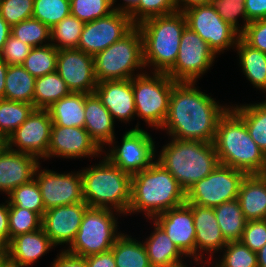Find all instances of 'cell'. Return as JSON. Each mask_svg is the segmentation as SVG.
<instances>
[{
	"label": "cell",
	"mask_w": 266,
	"mask_h": 267,
	"mask_svg": "<svg viewBox=\"0 0 266 267\" xmlns=\"http://www.w3.org/2000/svg\"><path fill=\"white\" fill-rule=\"evenodd\" d=\"M197 85V82L173 85L168 113L158 131L174 139L214 143L218 121L231 104H221Z\"/></svg>",
	"instance_id": "6da1fadb"
},
{
	"label": "cell",
	"mask_w": 266,
	"mask_h": 267,
	"mask_svg": "<svg viewBox=\"0 0 266 267\" xmlns=\"http://www.w3.org/2000/svg\"><path fill=\"white\" fill-rule=\"evenodd\" d=\"M186 203V192L174 176L157 160L131 178V200L127 215H156Z\"/></svg>",
	"instance_id": "7a4b0ae2"
},
{
	"label": "cell",
	"mask_w": 266,
	"mask_h": 267,
	"mask_svg": "<svg viewBox=\"0 0 266 267\" xmlns=\"http://www.w3.org/2000/svg\"><path fill=\"white\" fill-rule=\"evenodd\" d=\"M214 146L221 165L246 175L266 174V155L249 135L245 122L231 108L218 121Z\"/></svg>",
	"instance_id": "3957f363"
},
{
	"label": "cell",
	"mask_w": 266,
	"mask_h": 267,
	"mask_svg": "<svg viewBox=\"0 0 266 267\" xmlns=\"http://www.w3.org/2000/svg\"><path fill=\"white\" fill-rule=\"evenodd\" d=\"M102 156L98 163L80 170L84 201L89 207L114 210L125 217L131 200L132 175Z\"/></svg>",
	"instance_id": "277c9868"
},
{
	"label": "cell",
	"mask_w": 266,
	"mask_h": 267,
	"mask_svg": "<svg viewBox=\"0 0 266 267\" xmlns=\"http://www.w3.org/2000/svg\"><path fill=\"white\" fill-rule=\"evenodd\" d=\"M168 140L161 146V151L157 150L156 160L174 176L185 192L220 164L214 143L171 137Z\"/></svg>",
	"instance_id": "5b68a950"
},
{
	"label": "cell",
	"mask_w": 266,
	"mask_h": 267,
	"mask_svg": "<svg viewBox=\"0 0 266 267\" xmlns=\"http://www.w3.org/2000/svg\"><path fill=\"white\" fill-rule=\"evenodd\" d=\"M136 26L142 35L146 70L166 73L177 59L181 36L187 27L184 14L178 11L154 16Z\"/></svg>",
	"instance_id": "8992f818"
},
{
	"label": "cell",
	"mask_w": 266,
	"mask_h": 267,
	"mask_svg": "<svg viewBox=\"0 0 266 267\" xmlns=\"http://www.w3.org/2000/svg\"><path fill=\"white\" fill-rule=\"evenodd\" d=\"M93 58L97 82L132 79L147 71L142 35L137 26Z\"/></svg>",
	"instance_id": "52a82bcc"
},
{
	"label": "cell",
	"mask_w": 266,
	"mask_h": 267,
	"mask_svg": "<svg viewBox=\"0 0 266 267\" xmlns=\"http://www.w3.org/2000/svg\"><path fill=\"white\" fill-rule=\"evenodd\" d=\"M136 108V125L131 129H141L143 120L152 130H159L167 116L170 95L176 81L164 72H149L131 79Z\"/></svg>",
	"instance_id": "ba28073f"
},
{
	"label": "cell",
	"mask_w": 266,
	"mask_h": 267,
	"mask_svg": "<svg viewBox=\"0 0 266 267\" xmlns=\"http://www.w3.org/2000/svg\"><path fill=\"white\" fill-rule=\"evenodd\" d=\"M121 216L124 217L114 210L88 207L76 237L66 251L76 256L86 257L111 250L117 238L123 233L119 230L118 219Z\"/></svg>",
	"instance_id": "9c48e42d"
},
{
	"label": "cell",
	"mask_w": 266,
	"mask_h": 267,
	"mask_svg": "<svg viewBox=\"0 0 266 267\" xmlns=\"http://www.w3.org/2000/svg\"><path fill=\"white\" fill-rule=\"evenodd\" d=\"M147 131L128 129L123 132L121 142L115 141V137L102 149V155L130 175L148 168L156 160L158 147L156 138Z\"/></svg>",
	"instance_id": "30bf717a"
},
{
	"label": "cell",
	"mask_w": 266,
	"mask_h": 267,
	"mask_svg": "<svg viewBox=\"0 0 266 267\" xmlns=\"http://www.w3.org/2000/svg\"><path fill=\"white\" fill-rule=\"evenodd\" d=\"M182 13L187 27L196 32L217 56L235 49L240 33L220 17L212 3L195 5Z\"/></svg>",
	"instance_id": "8fae6325"
},
{
	"label": "cell",
	"mask_w": 266,
	"mask_h": 267,
	"mask_svg": "<svg viewBox=\"0 0 266 267\" xmlns=\"http://www.w3.org/2000/svg\"><path fill=\"white\" fill-rule=\"evenodd\" d=\"M245 176L242 171L219 164L186 191V203L215 208L224 202L235 200Z\"/></svg>",
	"instance_id": "7c38bea8"
},
{
	"label": "cell",
	"mask_w": 266,
	"mask_h": 267,
	"mask_svg": "<svg viewBox=\"0 0 266 267\" xmlns=\"http://www.w3.org/2000/svg\"><path fill=\"white\" fill-rule=\"evenodd\" d=\"M216 57L209 45L186 27L181 36L177 59L166 74L176 82H198L214 66Z\"/></svg>",
	"instance_id": "4fadbf2b"
},
{
	"label": "cell",
	"mask_w": 266,
	"mask_h": 267,
	"mask_svg": "<svg viewBox=\"0 0 266 267\" xmlns=\"http://www.w3.org/2000/svg\"><path fill=\"white\" fill-rule=\"evenodd\" d=\"M34 179L40 188L45 210L85 202L80 169L59 173L43 168L40 163L35 170Z\"/></svg>",
	"instance_id": "5bb4252c"
},
{
	"label": "cell",
	"mask_w": 266,
	"mask_h": 267,
	"mask_svg": "<svg viewBox=\"0 0 266 267\" xmlns=\"http://www.w3.org/2000/svg\"><path fill=\"white\" fill-rule=\"evenodd\" d=\"M135 26L129 14L114 10L104 17L84 24L76 49L94 57L122 39Z\"/></svg>",
	"instance_id": "9a60e30c"
},
{
	"label": "cell",
	"mask_w": 266,
	"mask_h": 267,
	"mask_svg": "<svg viewBox=\"0 0 266 267\" xmlns=\"http://www.w3.org/2000/svg\"><path fill=\"white\" fill-rule=\"evenodd\" d=\"M51 126L49 111L34 109L5 140V146L15 152L33 155L44 162L50 144Z\"/></svg>",
	"instance_id": "2e32d148"
},
{
	"label": "cell",
	"mask_w": 266,
	"mask_h": 267,
	"mask_svg": "<svg viewBox=\"0 0 266 267\" xmlns=\"http://www.w3.org/2000/svg\"><path fill=\"white\" fill-rule=\"evenodd\" d=\"M102 149L90 137L85 128L63 127L52 123L50 144L44 162L52 158L82 159L100 158Z\"/></svg>",
	"instance_id": "e0dca14e"
},
{
	"label": "cell",
	"mask_w": 266,
	"mask_h": 267,
	"mask_svg": "<svg viewBox=\"0 0 266 267\" xmlns=\"http://www.w3.org/2000/svg\"><path fill=\"white\" fill-rule=\"evenodd\" d=\"M88 207L86 202H79L53 207L45 211L42 216L41 228L55 247L64 246L60 250L65 251L70 247Z\"/></svg>",
	"instance_id": "ac0fdd59"
},
{
	"label": "cell",
	"mask_w": 266,
	"mask_h": 267,
	"mask_svg": "<svg viewBox=\"0 0 266 267\" xmlns=\"http://www.w3.org/2000/svg\"><path fill=\"white\" fill-rule=\"evenodd\" d=\"M56 71L71 92L94 93L98 82L93 56L78 49L58 50Z\"/></svg>",
	"instance_id": "d6986e66"
},
{
	"label": "cell",
	"mask_w": 266,
	"mask_h": 267,
	"mask_svg": "<svg viewBox=\"0 0 266 267\" xmlns=\"http://www.w3.org/2000/svg\"><path fill=\"white\" fill-rule=\"evenodd\" d=\"M168 235L178 249L189 259L196 260L195 226L192 207L184 203L156 215L153 219Z\"/></svg>",
	"instance_id": "ffe728a7"
},
{
	"label": "cell",
	"mask_w": 266,
	"mask_h": 267,
	"mask_svg": "<svg viewBox=\"0 0 266 267\" xmlns=\"http://www.w3.org/2000/svg\"><path fill=\"white\" fill-rule=\"evenodd\" d=\"M189 205L192 207L196 232V260L209 264L227 245V242L221 233L213 208L197 204Z\"/></svg>",
	"instance_id": "44dd1931"
},
{
	"label": "cell",
	"mask_w": 266,
	"mask_h": 267,
	"mask_svg": "<svg viewBox=\"0 0 266 267\" xmlns=\"http://www.w3.org/2000/svg\"><path fill=\"white\" fill-rule=\"evenodd\" d=\"M94 93L111 113L113 119L121 123L136 120V108L131 79L98 82Z\"/></svg>",
	"instance_id": "7402d4cb"
},
{
	"label": "cell",
	"mask_w": 266,
	"mask_h": 267,
	"mask_svg": "<svg viewBox=\"0 0 266 267\" xmlns=\"http://www.w3.org/2000/svg\"><path fill=\"white\" fill-rule=\"evenodd\" d=\"M40 163L42 160L33 155L12 151L4 145L0 149V193L6 196L30 182Z\"/></svg>",
	"instance_id": "603a6c76"
},
{
	"label": "cell",
	"mask_w": 266,
	"mask_h": 267,
	"mask_svg": "<svg viewBox=\"0 0 266 267\" xmlns=\"http://www.w3.org/2000/svg\"><path fill=\"white\" fill-rule=\"evenodd\" d=\"M56 248L44 230L18 235L4 248L7 258L19 267H29Z\"/></svg>",
	"instance_id": "cb8c5ba5"
},
{
	"label": "cell",
	"mask_w": 266,
	"mask_h": 267,
	"mask_svg": "<svg viewBox=\"0 0 266 267\" xmlns=\"http://www.w3.org/2000/svg\"><path fill=\"white\" fill-rule=\"evenodd\" d=\"M84 117V128L101 149L116 137V122L95 93L85 94Z\"/></svg>",
	"instance_id": "d4e9b609"
},
{
	"label": "cell",
	"mask_w": 266,
	"mask_h": 267,
	"mask_svg": "<svg viewBox=\"0 0 266 267\" xmlns=\"http://www.w3.org/2000/svg\"><path fill=\"white\" fill-rule=\"evenodd\" d=\"M148 222L152 223L151 227L154 228L142 242L147 250L151 267H174L184 263L187 257L171 241L166 232L155 221L150 219Z\"/></svg>",
	"instance_id": "484cf974"
},
{
	"label": "cell",
	"mask_w": 266,
	"mask_h": 267,
	"mask_svg": "<svg viewBox=\"0 0 266 267\" xmlns=\"http://www.w3.org/2000/svg\"><path fill=\"white\" fill-rule=\"evenodd\" d=\"M237 199L247 220H265L266 174L246 175L241 182Z\"/></svg>",
	"instance_id": "4316f807"
},
{
	"label": "cell",
	"mask_w": 266,
	"mask_h": 267,
	"mask_svg": "<svg viewBox=\"0 0 266 267\" xmlns=\"http://www.w3.org/2000/svg\"><path fill=\"white\" fill-rule=\"evenodd\" d=\"M241 72L253 88L266 93V53L248 45L241 37L235 50Z\"/></svg>",
	"instance_id": "83f0119b"
},
{
	"label": "cell",
	"mask_w": 266,
	"mask_h": 267,
	"mask_svg": "<svg viewBox=\"0 0 266 267\" xmlns=\"http://www.w3.org/2000/svg\"><path fill=\"white\" fill-rule=\"evenodd\" d=\"M84 104V93L71 92L53 103L47 110L54 125L84 128Z\"/></svg>",
	"instance_id": "f1b7e54d"
},
{
	"label": "cell",
	"mask_w": 266,
	"mask_h": 267,
	"mask_svg": "<svg viewBox=\"0 0 266 267\" xmlns=\"http://www.w3.org/2000/svg\"><path fill=\"white\" fill-rule=\"evenodd\" d=\"M230 108L245 122L249 135L266 155V104L231 102Z\"/></svg>",
	"instance_id": "f546056e"
},
{
	"label": "cell",
	"mask_w": 266,
	"mask_h": 267,
	"mask_svg": "<svg viewBox=\"0 0 266 267\" xmlns=\"http://www.w3.org/2000/svg\"><path fill=\"white\" fill-rule=\"evenodd\" d=\"M213 209L225 241H241L248 220L242 212L238 199L224 202Z\"/></svg>",
	"instance_id": "4dcf8cb0"
},
{
	"label": "cell",
	"mask_w": 266,
	"mask_h": 267,
	"mask_svg": "<svg viewBox=\"0 0 266 267\" xmlns=\"http://www.w3.org/2000/svg\"><path fill=\"white\" fill-rule=\"evenodd\" d=\"M138 237L123 232L112 246L116 267H151L147 250Z\"/></svg>",
	"instance_id": "1f68e13d"
},
{
	"label": "cell",
	"mask_w": 266,
	"mask_h": 267,
	"mask_svg": "<svg viewBox=\"0 0 266 267\" xmlns=\"http://www.w3.org/2000/svg\"><path fill=\"white\" fill-rule=\"evenodd\" d=\"M35 80L22 65H9L5 77L4 99L33 104Z\"/></svg>",
	"instance_id": "d6a6232c"
},
{
	"label": "cell",
	"mask_w": 266,
	"mask_h": 267,
	"mask_svg": "<svg viewBox=\"0 0 266 267\" xmlns=\"http://www.w3.org/2000/svg\"><path fill=\"white\" fill-rule=\"evenodd\" d=\"M70 93L71 91L57 71L48 73L35 80L33 106L35 109H47Z\"/></svg>",
	"instance_id": "836d02e7"
},
{
	"label": "cell",
	"mask_w": 266,
	"mask_h": 267,
	"mask_svg": "<svg viewBox=\"0 0 266 267\" xmlns=\"http://www.w3.org/2000/svg\"><path fill=\"white\" fill-rule=\"evenodd\" d=\"M208 267H258L257 253L241 241L227 242Z\"/></svg>",
	"instance_id": "e575fe53"
},
{
	"label": "cell",
	"mask_w": 266,
	"mask_h": 267,
	"mask_svg": "<svg viewBox=\"0 0 266 267\" xmlns=\"http://www.w3.org/2000/svg\"><path fill=\"white\" fill-rule=\"evenodd\" d=\"M34 109L33 104L0 99V137L5 141Z\"/></svg>",
	"instance_id": "d590c367"
},
{
	"label": "cell",
	"mask_w": 266,
	"mask_h": 267,
	"mask_svg": "<svg viewBox=\"0 0 266 267\" xmlns=\"http://www.w3.org/2000/svg\"><path fill=\"white\" fill-rule=\"evenodd\" d=\"M58 49L51 43L30 50L22 66L35 78L57 70Z\"/></svg>",
	"instance_id": "8d00e7d4"
},
{
	"label": "cell",
	"mask_w": 266,
	"mask_h": 267,
	"mask_svg": "<svg viewBox=\"0 0 266 267\" xmlns=\"http://www.w3.org/2000/svg\"><path fill=\"white\" fill-rule=\"evenodd\" d=\"M84 24L71 14L65 17L50 29L51 44L58 50L76 49Z\"/></svg>",
	"instance_id": "74e56055"
},
{
	"label": "cell",
	"mask_w": 266,
	"mask_h": 267,
	"mask_svg": "<svg viewBox=\"0 0 266 267\" xmlns=\"http://www.w3.org/2000/svg\"><path fill=\"white\" fill-rule=\"evenodd\" d=\"M6 197L5 199L8 200V205H14L21 209L26 208L36 212L41 218L46 211L40 188L34 178L30 182L15 188Z\"/></svg>",
	"instance_id": "f35d334b"
},
{
	"label": "cell",
	"mask_w": 266,
	"mask_h": 267,
	"mask_svg": "<svg viewBox=\"0 0 266 267\" xmlns=\"http://www.w3.org/2000/svg\"><path fill=\"white\" fill-rule=\"evenodd\" d=\"M11 34L32 48L51 43L50 28L34 18H29L13 25Z\"/></svg>",
	"instance_id": "ab89813d"
},
{
	"label": "cell",
	"mask_w": 266,
	"mask_h": 267,
	"mask_svg": "<svg viewBox=\"0 0 266 267\" xmlns=\"http://www.w3.org/2000/svg\"><path fill=\"white\" fill-rule=\"evenodd\" d=\"M70 14L69 0H34L32 18L50 29Z\"/></svg>",
	"instance_id": "60d3db41"
},
{
	"label": "cell",
	"mask_w": 266,
	"mask_h": 267,
	"mask_svg": "<svg viewBox=\"0 0 266 267\" xmlns=\"http://www.w3.org/2000/svg\"><path fill=\"white\" fill-rule=\"evenodd\" d=\"M9 242L12 238L39 230L41 228L42 218L28 209L17 208L9 205Z\"/></svg>",
	"instance_id": "b9f144b4"
},
{
	"label": "cell",
	"mask_w": 266,
	"mask_h": 267,
	"mask_svg": "<svg viewBox=\"0 0 266 267\" xmlns=\"http://www.w3.org/2000/svg\"><path fill=\"white\" fill-rule=\"evenodd\" d=\"M112 0H70L71 15L87 23L113 12Z\"/></svg>",
	"instance_id": "7bdbcfd3"
},
{
	"label": "cell",
	"mask_w": 266,
	"mask_h": 267,
	"mask_svg": "<svg viewBox=\"0 0 266 267\" xmlns=\"http://www.w3.org/2000/svg\"><path fill=\"white\" fill-rule=\"evenodd\" d=\"M244 4L245 0H213L212 2L220 17L240 34L249 23Z\"/></svg>",
	"instance_id": "ee69618b"
},
{
	"label": "cell",
	"mask_w": 266,
	"mask_h": 267,
	"mask_svg": "<svg viewBox=\"0 0 266 267\" xmlns=\"http://www.w3.org/2000/svg\"><path fill=\"white\" fill-rule=\"evenodd\" d=\"M176 12H178L176 0H140L139 4L129 13V16L132 22L138 25L148 18Z\"/></svg>",
	"instance_id": "f6af8a7d"
},
{
	"label": "cell",
	"mask_w": 266,
	"mask_h": 267,
	"mask_svg": "<svg viewBox=\"0 0 266 267\" xmlns=\"http://www.w3.org/2000/svg\"><path fill=\"white\" fill-rule=\"evenodd\" d=\"M34 0H0V15L12 27L32 18Z\"/></svg>",
	"instance_id": "bcb514c9"
},
{
	"label": "cell",
	"mask_w": 266,
	"mask_h": 267,
	"mask_svg": "<svg viewBox=\"0 0 266 267\" xmlns=\"http://www.w3.org/2000/svg\"><path fill=\"white\" fill-rule=\"evenodd\" d=\"M241 242L253 252H258L266 244V219L248 220Z\"/></svg>",
	"instance_id": "7dc6e473"
},
{
	"label": "cell",
	"mask_w": 266,
	"mask_h": 267,
	"mask_svg": "<svg viewBox=\"0 0 266 267\" xmlns=\"http://www.w3.org/2000/svg\"><path fill=\"white\" fill-rule=\"evenodd\" d=\"M31 49V46L10 34L4 44L0 58L8 65H22Z\"/></svg>",
	"instance_id": "c3c4849f"
},
{
	"label": "cell",
	"mask_w": 266,
	"mask_h": 267,
	"mask_svg": "<svg viewBox=\"0 0 266 267\" xmlns=\"http://www.w3.org/2000/svg\"><path fill=\"white\" fill-rule=\"evenodd\" d=\"M240 37L251 47L266 53V18L249 22Z\"/></svg>",
	"instance_id": "681fc988"
},
{
	"label": "cell",
	"mask_w": 266,
	"mask_h": 267,
	"mask_svg": "<svg viewBox=\"0 0 266 267\" xmlns=\"http://www.w3.org/2000/svg\"><path fill=\"white\" fill-rule=\"evenodd\" d=\"M50 267H87L84 257L76 256L65 250H59Z\"/></svg>",
	"instance_id": "f907efd6"
},
{
	"label": "cell",
	"mask_w": 266,
	"mask_h": 267,
	"mask_svg": "<svg viewBox=\"0 0 266 267\" xmlns=\"http://www.w3.org/2000/svg\"><path fill=\"white\" fill-rule=\"evenodd\" d=\"M244 5L249 22L266 18V0H245Z\"/></svg>",
	"instance_id": "816d5d0a"
},
{
	"label": "cell",
	"mask_w": 266,
	"mask_h": 267,
	"mask_svg": "<svg viewBox=\"0 0 266 267\" xmlns=\"http://www.w3.org/2000/svg\"><path fill=\"white\" fill-rule=\"evenodd\" d=\"M0 203V246L4 249L9 243V205L8 200Z\"/></svg>",
	"instance_id": "f5cc1de1"
},
{
	"label": "cell",
	"mask_w": 266,
	"mask_h": 267,
	"mask_svg": "<svg viewBox=\"0 0 266 267\" xmlns=\"http://www.w3.org/2000/svg\"><path fill=\"white\" fill-rule=\"evenodd\" d=\"M87 267H116L115 258L111 250L84 257Z\"/></svg>",
	"instance_id": "db71d44e"
},
{
	"label": "cell",
	"mask_w": 266,
	"mask_h": 267,
	"mask_svg": "<svg viewBox=\"0 0 266 267\" xmlns=\"http://www.w3.org/2000/svg\"><path fill=\"white\" fill-rule=\"evenodd\" d=\"M140 0H122L117 4V0H112L114 9L129 14L138 4Z\"/></svg>",
	"instance_id": "11a10c76"
},
{
	"label": "cell",
	"mask_w": 266,
	"mask_h": 267,
	"mask_svg": "<svg viewBox=\"0 0 266 267\" xmlns=\"http://www.w3.org/2000/svg\"><path fill=\"white\" fill-rule=\"evenodd\" d=\"M11 34V26L0 15V54L7 39Z\"/></svg>",
	"instance_id": "9f6ffc18"
},
{
	"label": "cell",
	"mask_w": 266,
	"mask_h": 267,
	"mask_svg": "<svg viewBox=\"0 0 266 267\" xmlns=\"http://www.w3.org/2000/svg\"><path fill=\"white\" fill-rule=\"evenodd\" d=\"M213 0H176V7L179 12L186 10L189 7L202 4H211Z\"/></svg>",
	"instance_id": "6f0895ef"
},
{
	"label": "cell",
	"mask_w": 266,
	"mask_h": 267,
	"mask_svg": "<svg viewBox=\"0 0 266 267\" xmlns=\"http://www.w3.org/2000/svg\"><path fill=\"white\" fill-rule=\"evenodd\" d=\"M8 66L9 65L0 58V99H4L5 77Z\"/></svg>",
	"instance_id": "680465c9"
},
{
	"label": "cell",
	"mask_w": 266,
	"mask_h": 267,
	"mask_svg": "<svg viewBox=\"0 0 266 267\" xmlns=\"http://www.w3.org/2000/svg\"><path fill=\"white\" fill-rule=\"evenodd\" d=\"M258 267H266V244L258 251Z\"/></svg>",
	"instance_id": "91938a15"
},
{
	"label": "cell",
	"mask_w": 266,
	"mask_h": 267,
	"mask_svg": "<svg viewBox=\"0 0 266 267\" xmlns=\"http://www.w3.org/2000/svg\"><path fill=\"white\" fill-rule=\"evenodd\" d=\"M187 262H188V259H187L186 262H184V263H182L180 265H176L174 267H188ZM193 262H194V264L196 263L194 267H196V265L199 266L200 264H201L200 267H206V266H208V264H206L205 262L199 261V260H193ZM190 267H191V265H190Z\"/></svg>",
	"instance_id": "94428289"
},
{
	"label": "cell",
	"mask_w": 266,
	"mask_h": 267,
	"mask_svg": "<svg viewBox=\"0 0 266 267\" xmlns=\"http://www.w3.org/2000/svg\"><path fill=\"white\" fill-rule=\"evenodd\" d=\"M0 267H19L14 262L10 261L8 258H6L1 264Z\"/></svg>",
	"instance_id": "6125c7cd"
},
{
	"label": "cell",
	"mask_w": 266,
	"mask_h": 267,
	"mask_svg": "<svg viewBox=\"0 0 266 267\" xmlns=\"http://www.w3.org/2000/svg\"><path fill=\"white\" fill-rule=\"evenodd\" d=\"M7 258L6 252L4 249L0 250V264Z\"/></svg>",
	"instance_id": "be15d7a7"
},
{
	"label": "cell",
	"mask_w": 266,
	"mask_h": 267,
	"mask_svg": "<svg viewBox=\"0 0 266 267\" xmlns=\"http://www.w3.org/2000/svg\"><path fill=\"white\" fill-rule=\"evenodd\" d=\"M5 145V141L0 137V149Z\"/></svg>",
	"instance_id": "e7e4bbea"
}]
</instances>
